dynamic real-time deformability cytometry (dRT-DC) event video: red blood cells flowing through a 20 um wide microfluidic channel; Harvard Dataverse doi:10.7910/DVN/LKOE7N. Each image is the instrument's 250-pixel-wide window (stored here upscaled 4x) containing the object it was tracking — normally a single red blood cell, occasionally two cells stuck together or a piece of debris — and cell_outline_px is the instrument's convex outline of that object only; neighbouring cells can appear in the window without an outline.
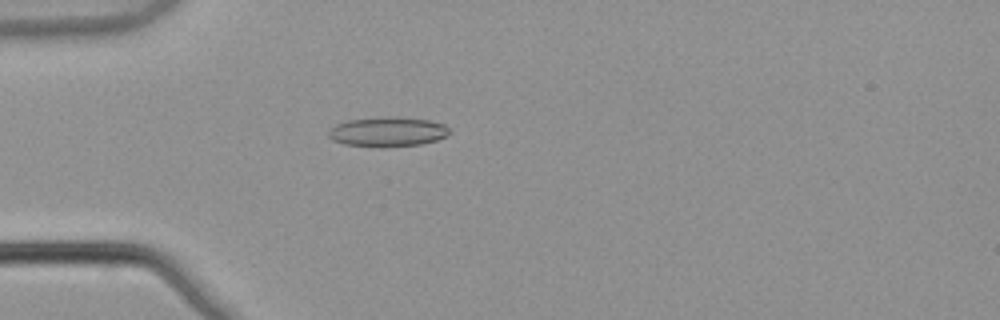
{"species": "common noctule bat (a hibernating species)", "species_latin": "Nyctalus noctula", "temperature_condition": "warm", "stored_images_in_passage": 3, "camera_frame_rate_fps": 3000, "um_per_image_px": 0.085, "animal": {"sex": "male", "body_mass_g": 21.5, "forearm_length_mm": 52.0}, "frame": {"image": 1, "passage_image": 3, "time_ms": 0.667, "image_size_px": [1000, 320], "cell_outline_px": [[448, 132], [444, 136], [436, 140], [420, 144], [344, 144], [332, 140], [328, 136], [328, 132], [336, 124], [348, 120], [428, 120], [444, 124], [448, 128]], "centroid_in_image_um": [32.92, 11.21], "position_along_channel_um": 52.1, "area_um2": 18.55}}